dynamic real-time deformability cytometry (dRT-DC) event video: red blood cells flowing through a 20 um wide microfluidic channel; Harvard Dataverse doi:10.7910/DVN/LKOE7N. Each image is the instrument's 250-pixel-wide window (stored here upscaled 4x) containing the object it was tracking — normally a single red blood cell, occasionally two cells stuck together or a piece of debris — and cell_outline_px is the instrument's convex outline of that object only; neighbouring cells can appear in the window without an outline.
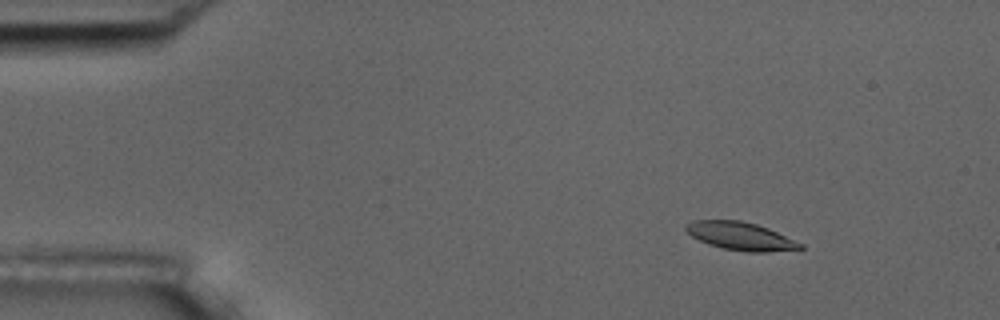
{"species": "common noctule bat (a hibernating species)", "species_latin": "Nyctalus noctula", "temperature_condition": "room temperature", "stored_images_in_passage": 9, "camera_frame_rate_fps": 3000, "um_per_image_px": 0.085, "animal": {"sex": "male", "body_mass_g": 17.5, "forearm_length_mm": 52.3}, "frame": {"image": 1, "passage_image": 3, "time_ms": 0.667, "image_size_px": [1000, 320], "cell_outline_px": [[804, 248], [768, 252], [748, 252], [724, 248], [708, 244], [692, 236], [684, 228], [688, 224], [696, 220], [740, 220], [756, 224], [768, 228], [804, 244]], "centroid_in_image_um": [62.98, 20.07], "position_along_channel_um": 22.0, "area_um2": 18.44}}
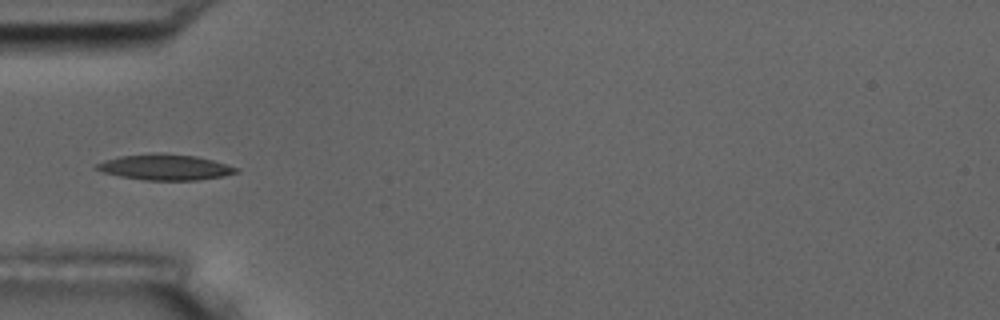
{"frame": {"image": 2, "passage_image": 6, "time_ms": 1.667, "image_size_px": [1000, 320], "cell_outline_px": [[240, 172], [224, 176], [196, 180], [144, 180], [120, 176], [104, 172], [92, 168], [96, 164], [104, 160], [120, 156], [160, 152], [164, 152], [196, 156], [228, 164], [240, 168]], "centroid_in_image_um": [14.06, 14.2], "position_along_channel_um": 70.9, "area_um2": 21.15}}
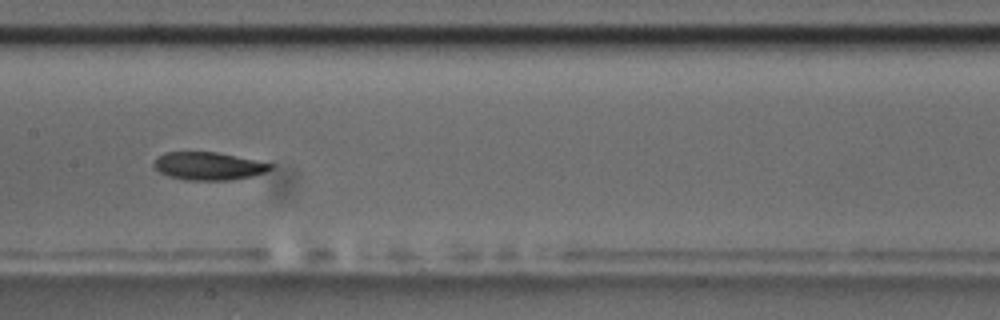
{"frame": {"image": 3, "passage_image": 9, "time_ms": 2.667, "image_size_px": [1000, 320], "cell_outline_px": [[276, 164], [272, 168], [264, 172], [252, 176], [232, 180], [184, 180], [168, 176], [160, 172], [152, 164], [156, 156], [164, 152], [216, 152]], "centroid_in_image_um": [17.7, 14.11], "position_along_channel_um": 189.7, "area_um2": 19.07}}